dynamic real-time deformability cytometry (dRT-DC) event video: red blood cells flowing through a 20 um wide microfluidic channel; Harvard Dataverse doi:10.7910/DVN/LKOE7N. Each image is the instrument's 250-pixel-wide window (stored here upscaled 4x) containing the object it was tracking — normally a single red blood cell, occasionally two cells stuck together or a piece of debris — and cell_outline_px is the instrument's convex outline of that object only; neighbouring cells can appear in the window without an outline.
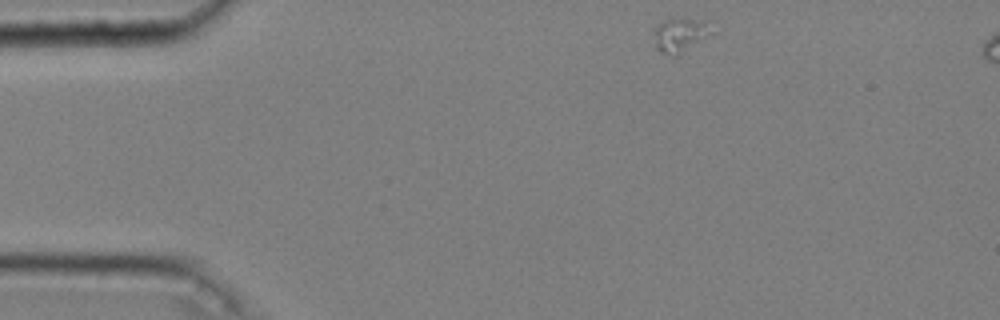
{"species": "common noctule bat (a hibernating species)", "species_latin": "Nyctalus noctula", "temperature_condition": "cold", "stored_images_in_passage": 39, "camera_frame_rate_fps": 3000, "um_per_image_px": 0.085, "animal": {"sex": "male", "body_mass_g": 20.4}, "frame": {"image": 1, "passage_image": 1, "time_ms": 0.0, "image_size_px": [1000, 320], "cell_outline_px": [[716, 32], [676, 56], [672, 56], [660, 52], [652, 44], [652, 28], [656, 24], [664, 20], [680, 16], [704, 20]], "centroid_in_image_um": [57.76, 2.93], "position_along_channel_um": 27.2, "area_um2": 12.31}}